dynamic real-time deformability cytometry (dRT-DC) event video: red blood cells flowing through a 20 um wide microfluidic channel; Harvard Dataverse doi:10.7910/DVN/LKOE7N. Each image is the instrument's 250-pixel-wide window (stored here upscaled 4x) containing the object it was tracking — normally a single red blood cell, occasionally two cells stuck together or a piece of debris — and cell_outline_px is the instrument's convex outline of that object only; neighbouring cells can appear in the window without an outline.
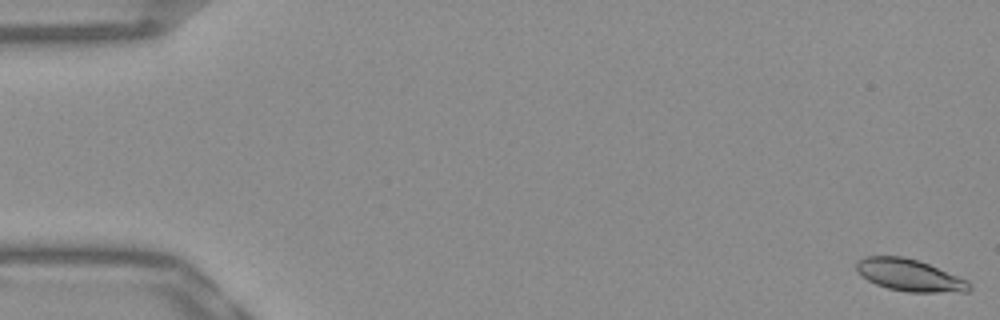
{"species": "Egyptian fruit bat (a non-hibernating species)", "species_latin": "Rousettus aegyptiacus", "temperature_condition": "warm", "stored_images_in_passage": 53, "camera_frame_rate_fps": 3000, "um_per_image_px": 0.085, "frame": {"image": 1, "passage_image": 1, "time_ms": 0.0, "image_size_px": [1000, 320], "cell_outline_px": [[972, 288], [968, 292], [908, 292], [888, 288], [876, 284], [868, 280], [856, 272], [856, 260], [864, 256], [904, 256], [928, 264], [968, 280], [972, 284]], "centroid_in_image_um": [77.3, 23.39], "position_along_channel_um": 7.7, "area_um2": 21.15}}
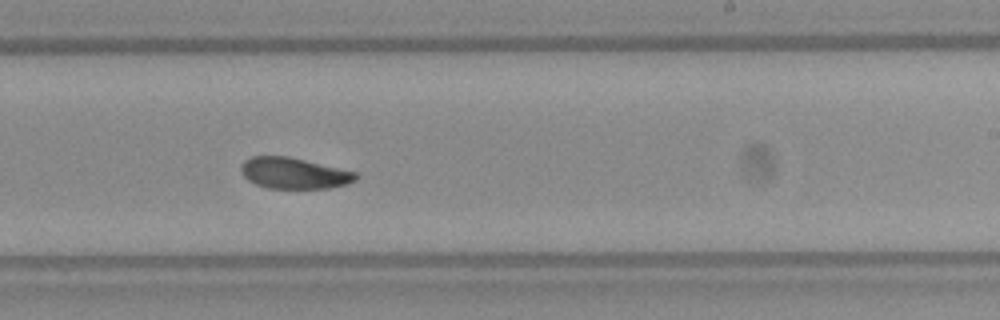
{"frame": {"image": 2, "passage_image": 33, "time_ms": 10.667, "image_size_px": [1000, 320], "cell_outline_px": [[360, 176], [356, 180], [348, 184], [332, 188], [268, 188], [256, 184], [248, 180], [244, 176], [240, 168], [240, 164], [244, 160], [252, 156], [288, 156], [356, 172]], "centroid_in_image_um": [25.0, 14.72], "position_along_channel_um": 264.0, "area_um2": 20.87}}
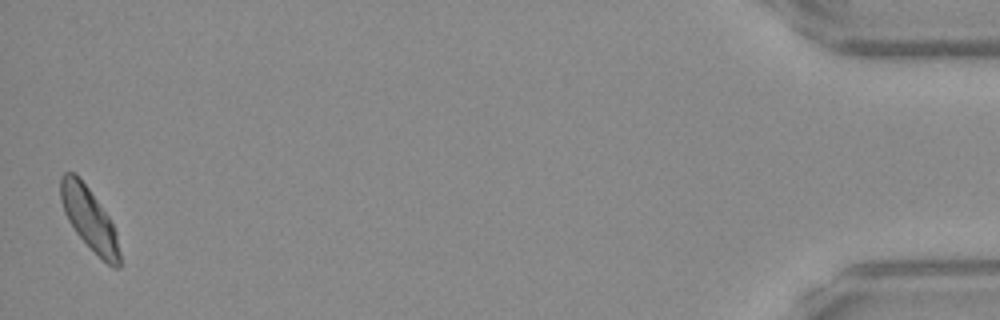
{"frame": {"image": 3, "passage_image": 53, "time_ms": 17.333, "image_size_px": [1000, 320], "cell_outline_px": [[120, 268], [112, 268], [76, 232], [68, 220], [64, 212], [60, 200], [60, 176], [64, 172], [72, 172], [88, 188], [108, 216], [116, 232], [120, 252]], "centroid_in_image_um": [7.58, 18.6], "position_along_channel_um": 427.6, "area_um2": 20.87}, "authors_computed_cell_mechanics": {"area_um2": 21.6172, "velocity_mm_per_s": 3.8177, "shape_relaxation_time_tau1_ms": 4.0682, "shape_relaxation_time_tau2_ms": 2.6686, "deformation_change_tau1": 0.1293, "deformation_change_tau2": 0.0637}}